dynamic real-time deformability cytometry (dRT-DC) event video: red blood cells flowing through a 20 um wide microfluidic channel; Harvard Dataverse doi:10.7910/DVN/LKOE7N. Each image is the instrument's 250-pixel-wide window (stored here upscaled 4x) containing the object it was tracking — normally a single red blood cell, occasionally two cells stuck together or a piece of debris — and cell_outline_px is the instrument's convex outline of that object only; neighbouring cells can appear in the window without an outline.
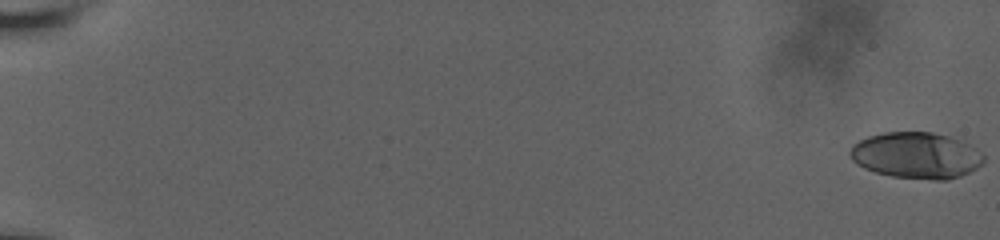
{"species": "human", "species_latin": "Homo sapiens", "temperature_condition": "room temperature", "stored_images_in_passage": 24, "camera_frame_rate_fps": 3000, "um_per_image_px": 0.085, "donor": {"sex": "male"}, "frame": {"image": 1, "passage_image": 1, "time_ms": 0.0, "image_size_px": [1000, 240], "cell_outline_px": [[984, 164], [960, 176], [948, 180], [936, 180], [892, 176], [876, 172], [864, 168], [856, 164], [848, 156], [848, 152], [852, 144], [868, 136], [884, 132], [932, 132], [948, 136], [968, 144], [976, 148], [984, 156]], "centroid_in_image_um": [77.85, 13.21], "position_along_channel_um": 7.1, "area_um2": 36.13}}
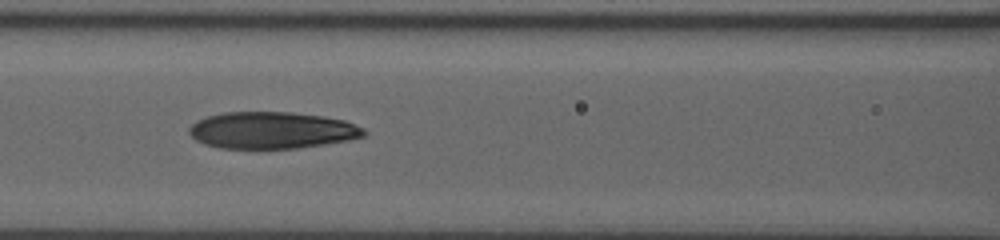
{"frame": {"image": 2, "passage_image": 21, "time_ms": 10.0, "image_size_px": [1000, 240], "cell_outline_px": [[368, 132], [364, 136], [344, 140], [296, 148], [220, 148], [204, 144], [196, 140], [188, 132], [188, 128], [196, 120], [208, 116], [224, 112], [292, 112], [324, 116], [344, 120], [364, 128]], "centroid_in_image_um": [23.08, 11.06], "position_along_channel_um": 143.5, "area_um2": 37.28}}
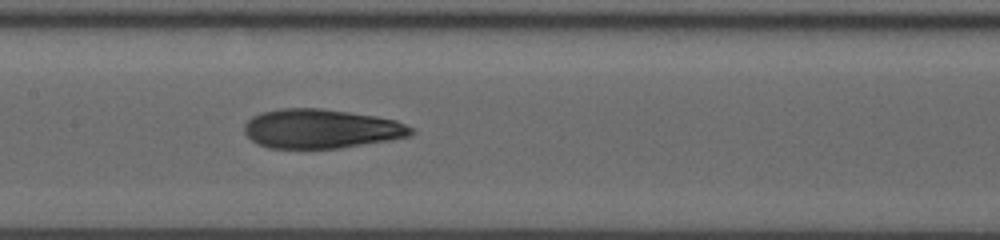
{"frame": {"image": 3, "passage_image": 24, "time_ms": 11.0, "image_size_px": [1000, 240], "cell_outline_px": [[412, 136], [388, 140], [336, 148], [268, 148], [256, 144], [244, 132], [244, 124], [252, 116], [260, 112], [280, 108], [320, 108], [376, 116], [396, 120], [412, 128]], "centroid_in_image_um": [27.24, 10.94], "position_along_channel_um": 180.2, "area_um2": 38.03}}